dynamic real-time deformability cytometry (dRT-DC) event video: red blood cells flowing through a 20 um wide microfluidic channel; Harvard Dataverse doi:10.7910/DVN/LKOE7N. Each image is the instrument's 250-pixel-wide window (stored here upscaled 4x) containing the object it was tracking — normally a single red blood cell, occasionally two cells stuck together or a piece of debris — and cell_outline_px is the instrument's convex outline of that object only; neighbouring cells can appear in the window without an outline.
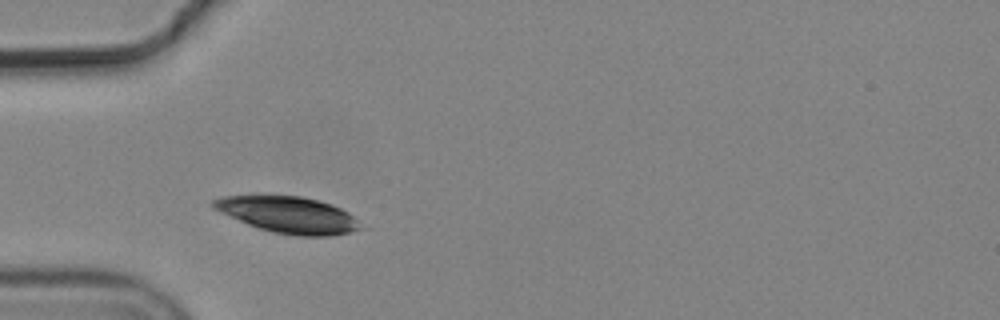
{"species": "common noctule bat (a hibernating species)", "species_latin": "Nyctalus noctula", "temperature_condition": "cold", "stored_images_in_passage": 8, "camera_frame_rate_fps": 3000, "um_per_image_px": 0.085, "animal": {"sex": "male", "body_mass_g": 19.2, "forearm_length_mm": 51.8}, "frame": {"image": 1, "passage_image": 2, "time_ms": 0.333, "image_size_px": [1000, 320], "cell_outline_px": [[368, 228], [332, 236], [296, 236], [272, 232], [248, 224], [220, 212], [212, 208], [208, 204], [212, 200], [224, 196], [300, 196], [320, 200], [332, 204], [348, 212]], "centroid_in_image_um": [24.56, 18.27], "position_along_channel_um": 60.4, "area_um2": 31.44}}
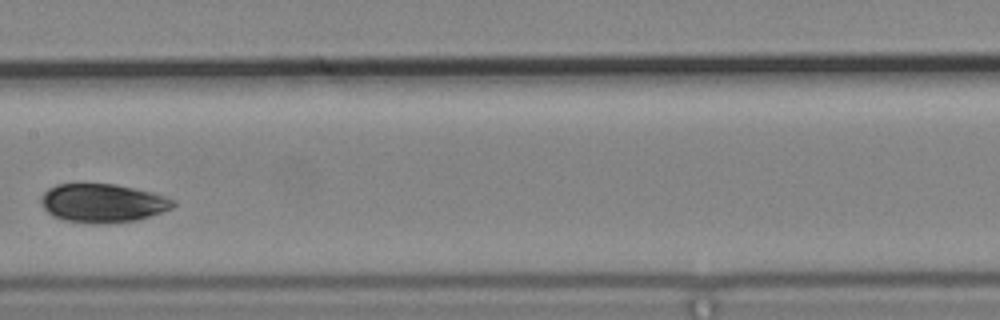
{"frame": {"image": 2, "passage_image": 5, "time_ms": 1.333, "image_size_px": [1000, 320], "cell_outline_px": [[176, 204], [172, 208], [136, 220], [100, 224], [92, 224], [64, 220], [52, 216], [40, 204], [40, 196], [48, 188], [56, 184], [116, 184], [152, 192], [164, 196], [172, 200]], "centroid_in_image_um": [8.67, 17.26], "position_along_channel_um": 198.7, "area_um2": 29.71}}
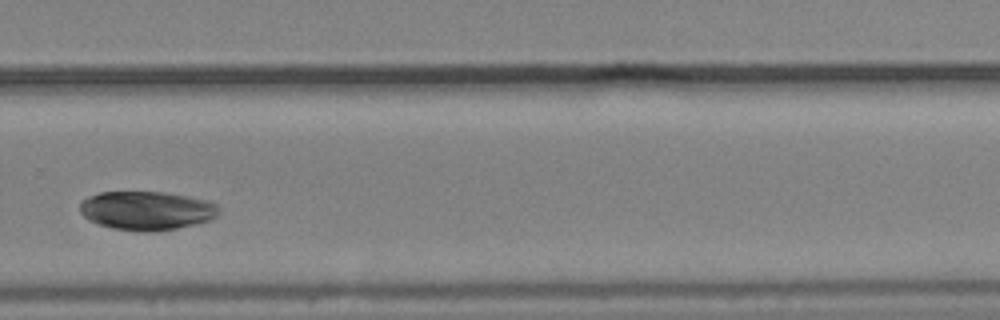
{"frame": {"image": 3, "passage_image": 8, "time_ms": 2.333, "image_size_px": [1000, 320], "cell_outline_px": [[220, 212], [216, 216], [208, 220], [176, 228], [152, 232], [112, 228], [96, 224], [88, 220], [80, 212], [80, 200], [88, 196], [100, 192], [164, 192], [188, 196], [208, 200], [216, 204], [220, 208]], "centroid_in_image_um": [12.44, 17.89], "position_along_channel_um": 317.4, "area_um2": 31.44}}